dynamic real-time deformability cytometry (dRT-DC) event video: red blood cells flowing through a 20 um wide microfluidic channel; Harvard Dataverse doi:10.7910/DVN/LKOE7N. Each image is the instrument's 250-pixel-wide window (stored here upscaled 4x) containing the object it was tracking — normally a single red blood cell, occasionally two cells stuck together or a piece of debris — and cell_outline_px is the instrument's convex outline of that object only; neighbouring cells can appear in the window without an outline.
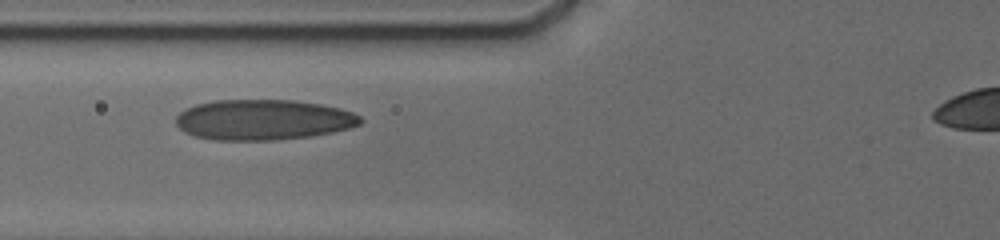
{"species": "human", "species_latin": "Homo sapiens", "temperature_condition": "cold", "stored_images_in_passage": 11, "camera_frame_rate_fps": 3000, "um_per_image_px": 0.085, "donor": {"sex": "male"}, "frame": {"image": 1, "passage_image": 7, "time_ms": 2.333, "image_size_px": [1000, 240], "cell_outline_px": [[364, 120], [360, 124], [348, 128], [332, 132], [308, 136], [272, 140], [216, 140], [196, 136], [184, 132], [176, 124], [176, 116], [180, 112], [196, 104], [212, 100], [292, 100], [320, 104], [340, 108], [352, 112], [360, 116]], "centroid_in_image_um": [22.37, 10.17], "position_along_channel_um": 103.4, "area_um2": 43.35}}
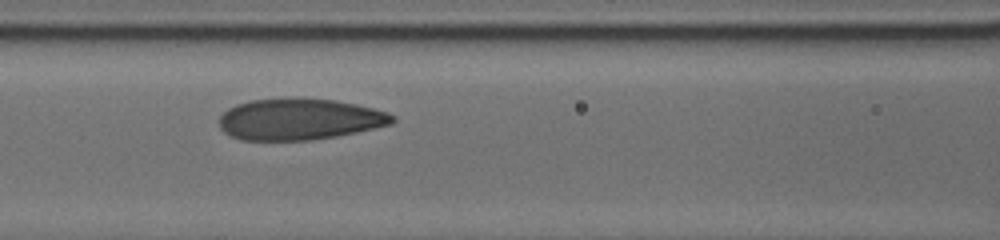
{"frame": {"image": 2, "passage_image": 10, "time_ms": 3.333, "image_size_px": [1000, 240], "cell_outline_px": [[396, 120], [392, 124], [356, 132], [336, 136], [308, 140], [240, 140], [224, 132], [220, 128], [220, 116], [228, 108], [236, 104], [252, 100], [296, 96], [336, 100], [356, 104], [388, 112], [396, 116]], "centroid_in_image_um": [25.46, 10.11], "position_along_channel_um": 141.1, "area_um2": 42.19}}
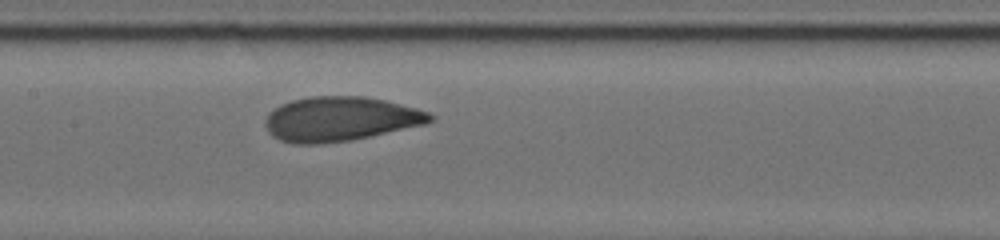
{"frame": {"image": 3, "passage_image": 11, "time_ms": 4.333, "image_size_px": [1000, 240], "cell_outline_px": [[436, 116], [432, 120], [424, 124], [352, 140], [320, 144], [292, 144], [280, 140], [272, 136], [268, 132], [264, 124], [264, 120], [268, 112], [292, 100], [312, 96], [364, 96], [384, 100], [416, 108], [428, 112]], "centroid_in_image_um": [28.88, 10.12], "position_along_channel_um": 178.5, "area_um2": 42.66}}